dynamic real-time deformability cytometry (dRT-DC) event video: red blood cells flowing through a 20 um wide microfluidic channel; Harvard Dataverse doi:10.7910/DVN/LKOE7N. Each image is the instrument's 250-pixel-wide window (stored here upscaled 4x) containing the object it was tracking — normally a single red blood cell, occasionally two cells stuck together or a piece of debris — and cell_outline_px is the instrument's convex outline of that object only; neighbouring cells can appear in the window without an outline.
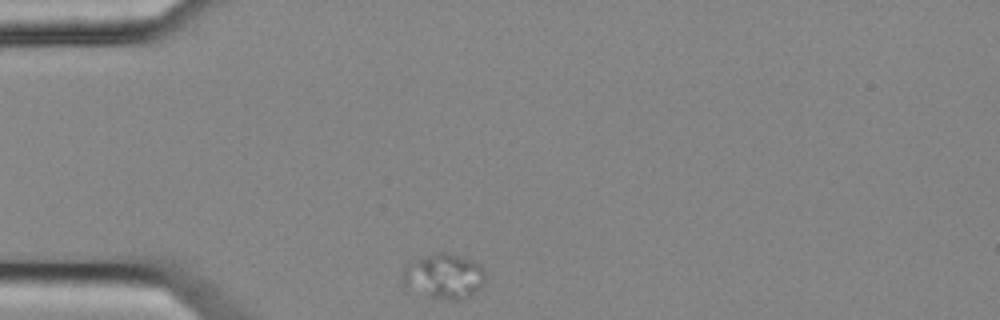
{"species": "common noctule bat (a hibernating species)", "species_latin": "Nyctalus noctula", "temperature_condition": "cold", "stored_images_in_passage": 1, "camera_frame_rate_fps": 3000, "um_per_image_px": 0.085, "animal": {"sex": "female", "body_mass_g": 25.1}, "frame": {"image": 1, "passage_image": 1, "time_ms": 0.0, "image_size_px": [1000, 320], "cell_outline_px": [[484, 284], [480, 288], [464, 300], [452, 300], [432, 296], [404, 284], [400, 280], [400, 272], [412, 260], [420, 256], [440, 252], [448, 252], [472, 260], [480, 264], [484, 272]], "centroid_in_image_um": [37.73, 23.44], "position_along_channel_um": 47.3, "area_um2": 21.62}}